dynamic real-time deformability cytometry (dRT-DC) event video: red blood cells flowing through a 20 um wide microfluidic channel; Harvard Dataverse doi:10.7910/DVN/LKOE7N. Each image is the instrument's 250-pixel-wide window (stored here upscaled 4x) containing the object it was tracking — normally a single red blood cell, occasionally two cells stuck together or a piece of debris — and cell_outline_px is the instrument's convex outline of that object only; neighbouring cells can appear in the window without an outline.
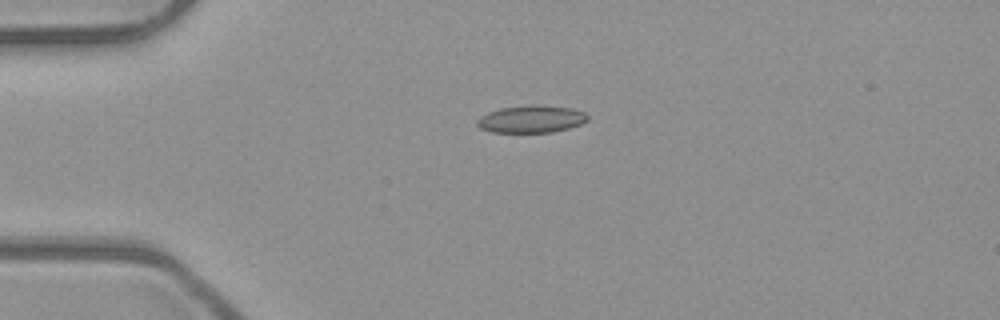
{"species": "common noctule bat (a hibernating species)", "species_latin": "Nyctalus noctula", "temperature_condition": "room temperature", "stored_images_in_passage": 40, "camera_frame_rate_fps": 3000, "um_per_image_px": 0.085, "animal": {"sex": "male", "body_mass_g": 23.1, "forearm_length_mm": 52.7}, "frame": {"image": 1, "passage_image": 1, "time_ms": 0.0, "image_size_px": [1000, 320], "cell_outline_px": [[588, 120], [580, 124], [568, 128], [552, 132], [492, 132], [480, 128], [476, 124], [476, 120], [480, 116], [488, 112], [500, 108], [572, 108], [584, 112], [588, 116]], "centroid_in_image_um": [45.12, 10.18], "position_along_channel_um": 39.9, "area_um2": 16.59}}
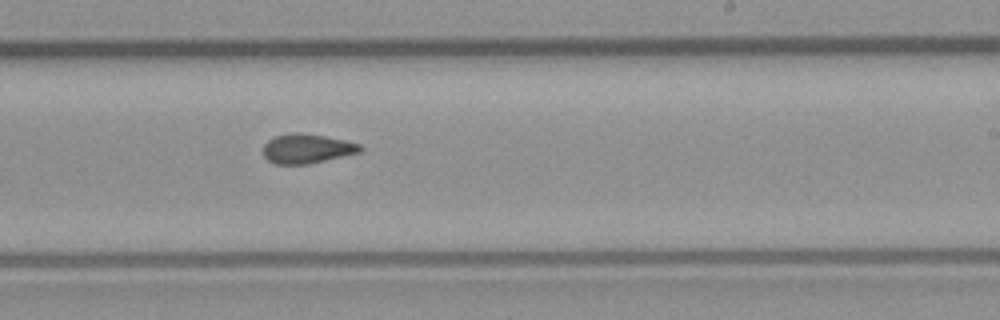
{"frame": {"image": 2, "passage_image": 20, "time_ms": 6.333, "image_size_px": [1000, 320], "cell_outline_px": [[364, 148], [360, 152], [308, 164], [276, 164], [268, 160], [264, 156], [264, 144], [268, 140], [276, 136], [296, 132], [324, 136], [344, 140], [360, 144]], "centroid_in_image_um": [26.09, 12.64], "position_along_channel_um": 262.9, "area_um2": 16.42}}
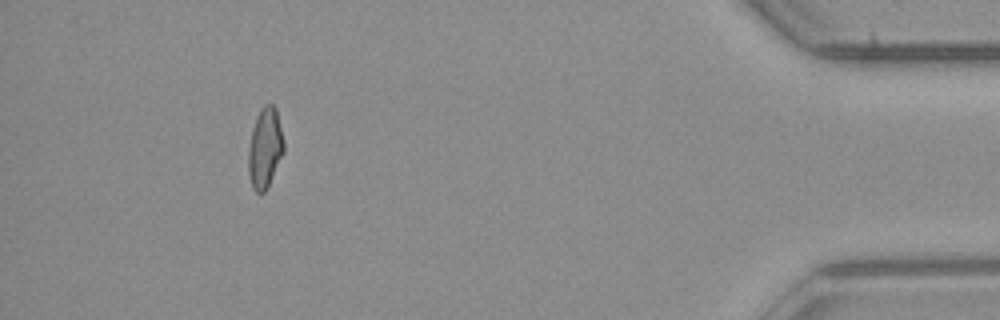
{"frame": {"image": 3, "passage_image": 36, "time_ms": 11.667, "image_size_px": [1000, 320], "cell_outline_px": [[284, 152], [268, 188], [264, 192], [256, 192], [252, 188], [248, 176], [248, 148], [252, 128], [256, 116], [260, 108], [264, 104], [272, 104], [276, 108], [284, 144]], "centroid_in_image_um": [22.51, 12.6], "position_along_channel_um": 412.7, "area_um2": 16.82}, "authors_computed_cell_mechanics": {"area_um2": 16.5019, "velocity_mm_per_s": 3.9975, "shape_relaxation_time_tau1_ms": null, "shape_relaxation_time_tau2_ms": 2.3969, "deformation_change_tau1": null, "deformation_change_tau2": 0.0874}}